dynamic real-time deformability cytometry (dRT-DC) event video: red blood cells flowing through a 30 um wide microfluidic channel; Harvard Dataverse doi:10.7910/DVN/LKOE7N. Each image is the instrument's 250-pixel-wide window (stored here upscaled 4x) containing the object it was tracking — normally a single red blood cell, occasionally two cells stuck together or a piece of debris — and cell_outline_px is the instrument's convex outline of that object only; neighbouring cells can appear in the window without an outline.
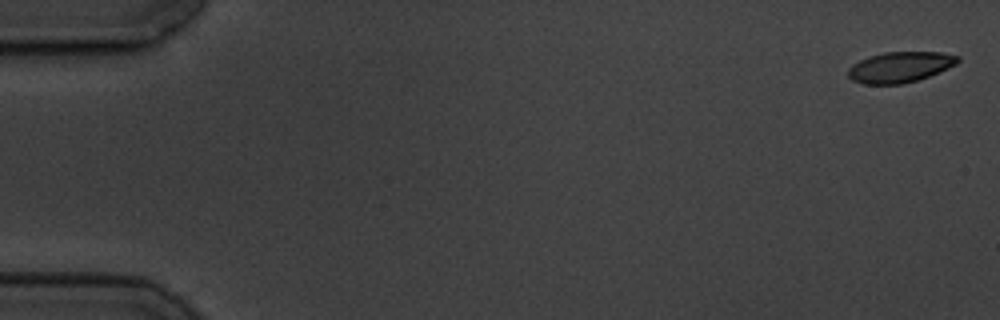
{"species": "common noctule bat (a hibernating species)", "species_latin": "Nyctalus noctula", "temperature_condition": "cold", "stored_images_in_passage": 6, "camera_frame_rate_fps": 3000, "um_per_image_px": 0.085, "animal": {"sex": "male", "body_mass_g": 19.5, "forearm_length_mm": 54.6}, "frame": {"image": 1, "passage_image": 1, "time_ms": 0.0, "image_size_px": [1000, 320], "cell_outline_px": [[960, 60], [956, 64], [948, 68], [928, 76], [904, 84], [864, 84], [852, 80], [848, 76], [848, 68], [852, 64], [868, 56], [884, 52], [940, 52], [960, 56]], "centroid_in_image_um": [76.48, 5.7], "position_along_channel_um": 8.5, "area_um2": 19.59}}